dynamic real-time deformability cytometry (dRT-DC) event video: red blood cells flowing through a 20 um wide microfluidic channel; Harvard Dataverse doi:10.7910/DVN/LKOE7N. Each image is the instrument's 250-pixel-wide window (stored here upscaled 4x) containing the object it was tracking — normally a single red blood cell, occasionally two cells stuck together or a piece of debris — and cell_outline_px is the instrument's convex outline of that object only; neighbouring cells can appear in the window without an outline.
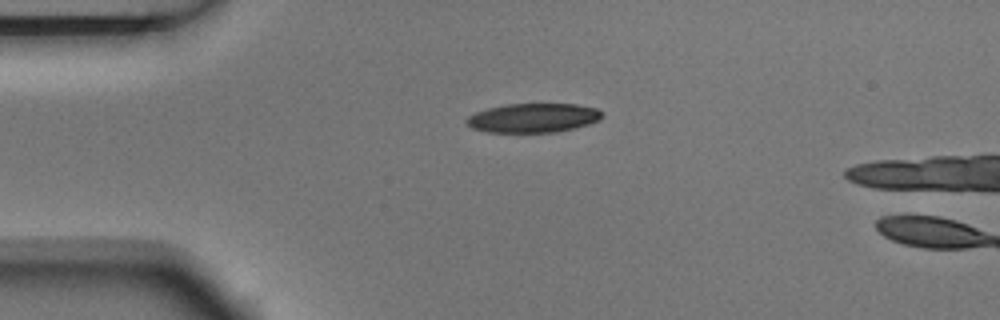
{"species": "Egyptian fruit bat (a non-hibernating species)", "species_latin": "Rousettus aegyptiacus", "temperature_condition": "room temperature", "stored_images_in_passage": 2, "camera_frame_rate_fps": 3000, "um_per_image_px": 0.085, "animal": {"sex": "male"}, "frame": {"image": 1, "passage_image": 1, "time_ms": 0.0, "image_size_px": [1000, 320], "cell_outline_px": [[604, 116], [600, 120], [576, 128], [556, 132], [488, 132], [472, 128], [464, 120], [468, 116], [476, 112], [488, 108], [508, 104], [576, 104], [596, 108], [604, 112]], "centroid_in_image_um": [45.36, 10.02], "position_along_channel_um": 39.6, "area_um2": 23.12}}